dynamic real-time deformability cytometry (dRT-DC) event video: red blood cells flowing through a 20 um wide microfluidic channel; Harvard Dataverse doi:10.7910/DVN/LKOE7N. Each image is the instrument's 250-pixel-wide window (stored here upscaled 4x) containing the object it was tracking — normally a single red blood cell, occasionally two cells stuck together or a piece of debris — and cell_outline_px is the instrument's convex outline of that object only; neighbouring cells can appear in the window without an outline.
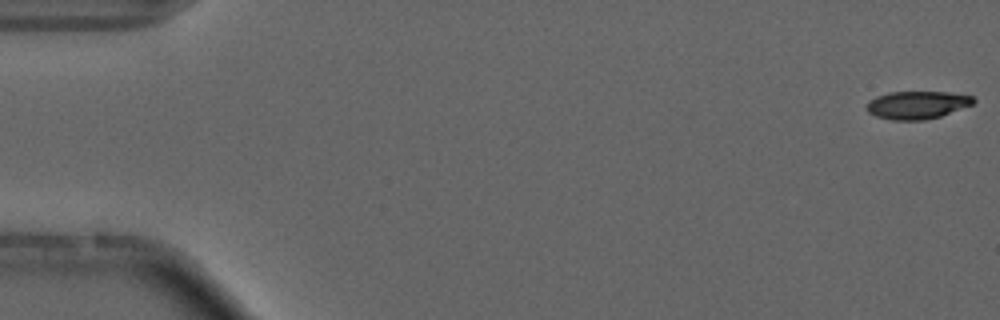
{"species": "common noctule bat (a hibernating species)", "species_latin": "Nyctalus noctula", "temperature_condition": "cold", "stored_images_in_passage": 8, "camera_frame_rate_fps": 3000, "um_per_image_px": 0.085, "animal": {"sex": "male", "forearm_length_mm": 52.5}, "frame": {"image": 1, "passage_image": 1, "time_ms": 0.0, "image_size_px": [1000, 320], "cell_outline_px": [[976, 100], [972, 104], [940, 116], [924, 120], [892, 120], [876, 116], [868, 112], [868, 100], [876, 96], [888, 92], [948, 92], [972, 96]], "centroid_in_image_um": [77.93, 8.91], "position_along_channel_um": 7.1, "area_um2": 17.17}}
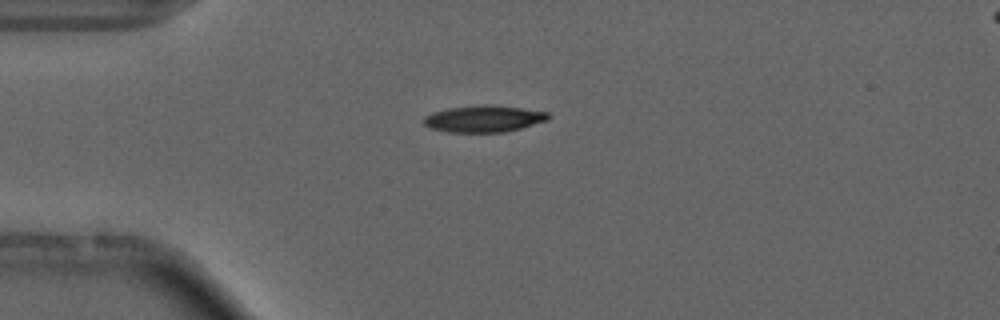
{"frame": {"image": 2, "passage_image": 4, "time_ms": 4.333, "image_size_px": [1000, 320], "cell_outline_px": [[548, 120], [520, 128], [504, 132], [448, 132], [432, 128], [424, 124], [424, 116], [432, 112], [448, 108], [484, 104], [520, 108], [548, 112]], "centroid_in_image_um": [41.09, 10.09], "position_along_channel_um": 43.9, "area_um2": 19.13}}